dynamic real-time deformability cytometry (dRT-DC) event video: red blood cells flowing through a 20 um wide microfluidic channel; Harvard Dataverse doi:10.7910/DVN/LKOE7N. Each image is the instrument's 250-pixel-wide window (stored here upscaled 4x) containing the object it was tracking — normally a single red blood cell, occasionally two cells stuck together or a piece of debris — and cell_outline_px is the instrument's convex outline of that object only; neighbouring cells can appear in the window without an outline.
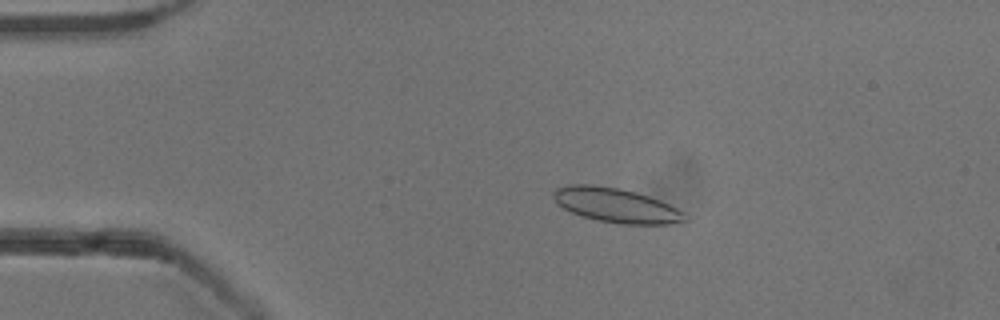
{"species": "common noctule bat (a hibernating species)", "species_latin": "Nyctalus noctula", "temperature_condition": "cold", "stored_images_in_passage": 53, "camera_frame_rate_fps": 3000, "um_per_image_px": 0.085, "animal": {"sex": "male", "body_mass_g": 13.3}, "frame": {"image": 1, "passage_image": 11, "time_ms": 3.333, "image_size_px": [1000, 320], "cell_outline_px": [[688, 220], [668, 224], [620, 224], [596, 220], [580, 216], [556, 204], [552, 196], [552, 192], [556, 188], [568, 184], [592, 184], [620, 188], [636, 192], [660, 200], [684, 212], [688, 216]], "centroid_in_image_um": [52.33, 17.44], "position_along_channel_um": 32.7, "area_um2": 26.65}}
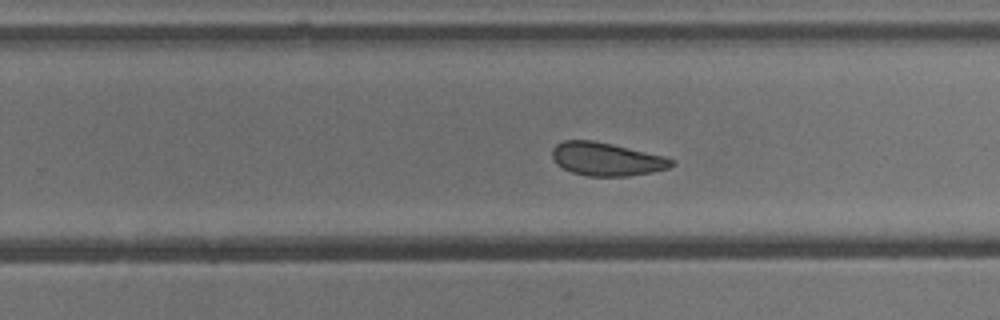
{"frame": {"image": 2, "passage_image": 34, "time_ms": 11.0, "image_size_px": [1000, 320], "cell_outline_px": [[676, 164], [668, 168], [652, 172], [628, 176], [588, 176], [572, 172], [556, 164], [552, 160], [552, 148], [556, 144], [564, 140], [592, 140], [612, 144], [664, 156], [676, 160]], "centroid_in_image_um": [51.55, 13.52], "position_along_channel_um": 278.2, "area_um2": 23.18}}
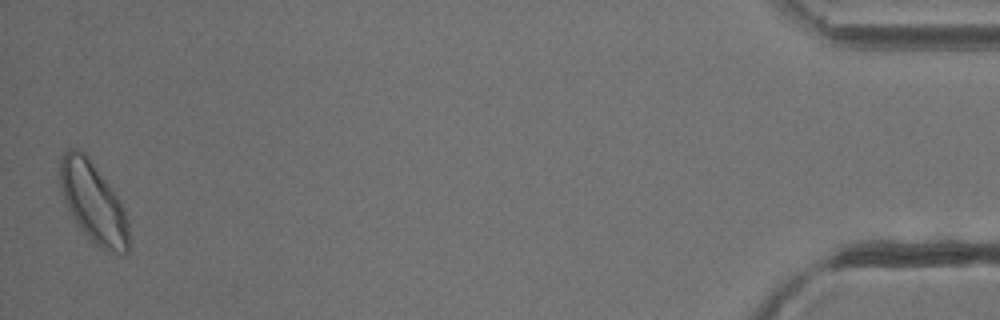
{"frame": {"image": 3, "passage_image": 53, "time_ms": 17.333, "image_size_px": [1000, 320], "cell_outline_px": [[128, 252], [120, 256], [108, 252], [100, 248], [80, 228], [68, 212], [64, 200], [60, 184], [60, 160], [64, 152], [68, 148], [80, 148], [88, 156], [120, 200], [128, 220]], "centroid_in_image_um": [7.93, 17.22], "position_along_channel_um": 427.3, "area_um2": 32.37}, "authors_computed_cell_mechanics": {"area_um2": 25.3164, "velocity_mm_per_s": 3.8361, "shape_relaxation_time_tau1_ms": 7.8238, "shape_relaxation_time_tau2_ms": 2.5821, "deformation_change_tau1": 0.1248, "deformation_change_tau2": 0.085}}